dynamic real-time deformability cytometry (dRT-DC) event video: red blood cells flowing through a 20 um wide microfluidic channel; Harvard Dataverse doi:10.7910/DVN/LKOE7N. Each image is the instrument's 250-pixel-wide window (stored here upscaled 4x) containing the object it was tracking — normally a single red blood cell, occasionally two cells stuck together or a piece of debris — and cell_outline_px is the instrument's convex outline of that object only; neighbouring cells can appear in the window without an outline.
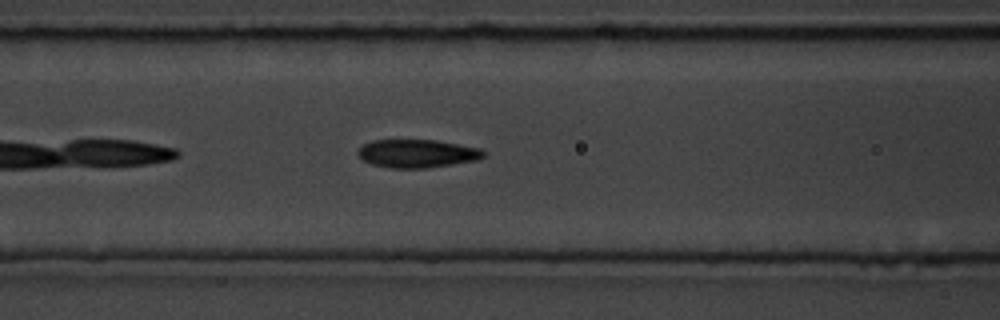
{"species": "common noctule bat (a hibernating species)", "species_latin": "Nyctalus noctula", "temperature_condition": "room temperature", "stored_images_in_passage": 24, "camera_frame_rate_fps": 3000, "um_per_image_px": 0.085, "animal": {"sex": "male", "body_mass_g": 19.5, "forearm_length_mm": 54.6}, "frame": {"image": 1, "passage_image": 8, "time_ms": 2.333, "image_size_px": [1000, 320], "cell_outline_px": [[484, 156], [476, 160], [428, 168], [388, 168], [372, 164], [364, 160], [356, 152], [364, 144], [372, 140], [436, 140], [480, 148], [484, 152]], "centroid_in_image_um": [35.44, 13.05], "position_along_channel_um": 131.2, "area_um2": 20.52}}